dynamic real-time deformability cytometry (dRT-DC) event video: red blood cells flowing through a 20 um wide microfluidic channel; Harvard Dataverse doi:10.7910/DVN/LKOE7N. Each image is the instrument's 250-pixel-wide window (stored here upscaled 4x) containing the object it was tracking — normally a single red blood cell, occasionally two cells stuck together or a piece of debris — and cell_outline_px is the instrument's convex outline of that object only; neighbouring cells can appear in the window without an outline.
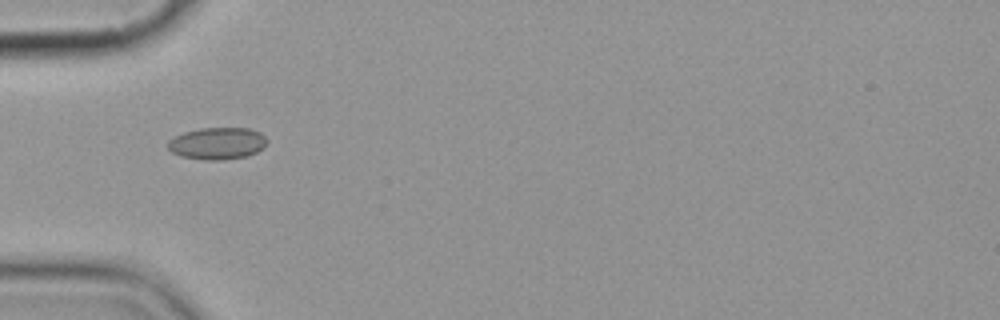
{"species": "common noctule bat (a hibernating species)", "species_latin": "Nyctalus noctula", "temperature_condition": "cold", "stored_images_in_passage": 10, "camera_frame_rate_fps": 3000, "um_per_image_px": 0.085, "animal": {"sex": "female", "body_mass_g": 19.9}, "frame": {"image": 1, "passage_image": 6, "time_ms": 6.0, "image_size_px": [1000, 320], "cell_outline_px": [[268, 140], [264, 148], [248, 156], [220, 160], [204, 160], [180, 156], [172, 152], [168, 148], [168, 140], [184, 132], [200, 128], [248, 128], [260, 132]], "centroid_in_image_um": [18.49, 12.19], "position_along_channel_um": 66.5, "area_um2": 18.55}}
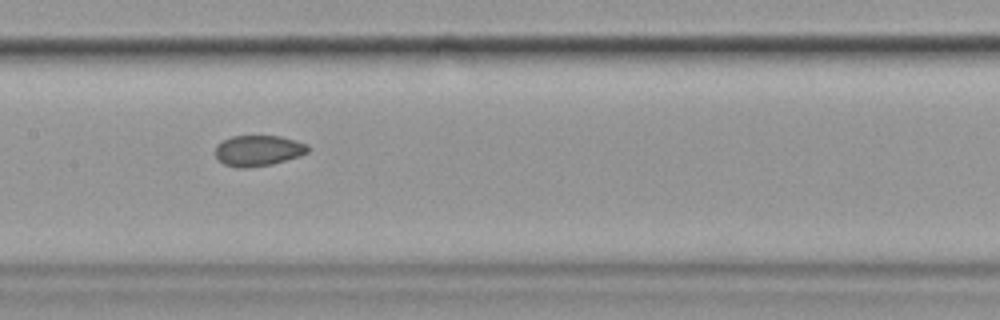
{"frame": {"image": 2, "passage_image": 9, "time_ms": 9.333, "image_size_px": [1000, 320], "cell_outline_px": [[308, 152], [300, 156], [272, 164], [244, 168], [236, 168], [224, 164], [216, 156], [216, 144], [232, 136], [280, 136], [296, 140], [308, 144]], "centroid_in_image_um": [21.96, 12.8], "position_along_channel_um": 185.4, "area_um2": 16.59}}
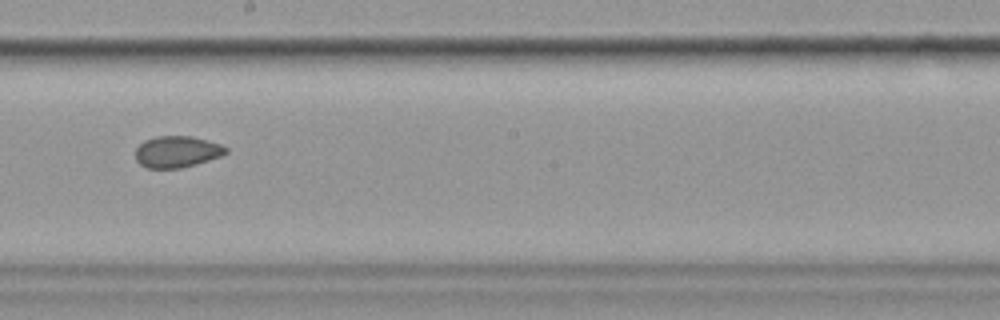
{"frame": {"image": 3, "passage_image": 10, "time_ms": 10.667, "image_size_px": [1000, 320], "cell_outline_px": [[228, 152], [220, 156], [196, 164], [180, 168], [148, 168], [140, 164], [136, 160], [136, 148], [144, 140], [156, 136], [192, 136], [220, 144], [228, 148]], "centroid_in_image_um": [15.03, 12.89], "position_along_channel_um": 233.2, "area_um2": 16.53}}